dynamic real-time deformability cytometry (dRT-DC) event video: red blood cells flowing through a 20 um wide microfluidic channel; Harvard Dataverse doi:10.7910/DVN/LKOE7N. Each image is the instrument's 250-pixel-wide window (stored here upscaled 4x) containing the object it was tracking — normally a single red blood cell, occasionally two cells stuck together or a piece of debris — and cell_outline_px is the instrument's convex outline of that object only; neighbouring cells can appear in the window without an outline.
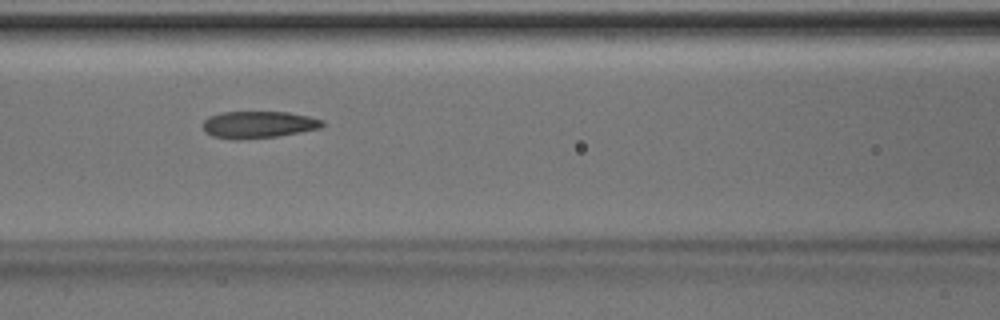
{"species": "Egyptian fruit bat (a non-hibernating species)", "species_latin": "Rousettus aegyptiacus", "temperature_condition": "room temperature", "stored_images_in_passage": 7, "camera_frame_rate_fps": 3000, "um_per_image_px": 0.085, "animal": {"sex": "male"}, "frame": {"image": 1, "passage_image": 6, "time_ms": 1.667, "image_size_px": [1000, 320], "cell_outline_px": [[324, 124], [320, 128], [276, 136], [236, 140], [232, 140], [212, 136], [204, 132], [204, 120], [208, 116], [220, 112], [288, 112], [308, 116], [324, 120]], "centroid_in_image_um": [21.92, 10.59], "position_along_channel_um": 144.7, "area_um2": 18.79}}
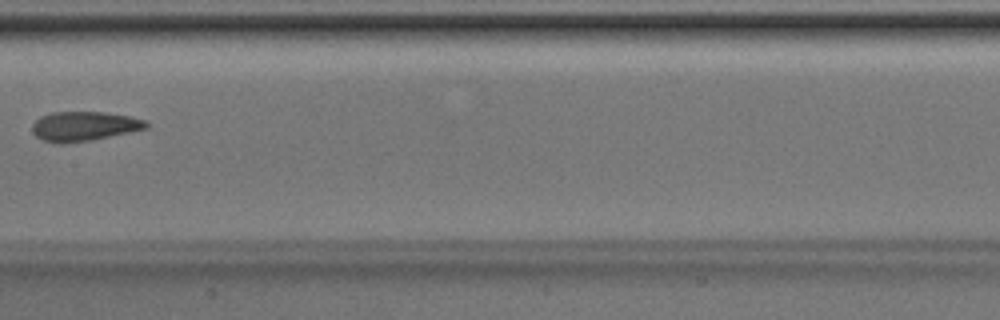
{"frame": {"image": 2, "passage_image": 7, "time_ms": 2.0, "image_size_px": [1000, 320], "cell_outline_px": [[148, 128], [132, 132], [92, 140], [60, 144], [44, 140], [36, 136], [32, 132], [32, 124], [40, 116], [52, 112], [104, 112], [128, 116], [148, 120]], "centroid_in_image_um": [7.16, 10.73], "position_along_channel_um": 200.2, "area_um2": 19.71}}